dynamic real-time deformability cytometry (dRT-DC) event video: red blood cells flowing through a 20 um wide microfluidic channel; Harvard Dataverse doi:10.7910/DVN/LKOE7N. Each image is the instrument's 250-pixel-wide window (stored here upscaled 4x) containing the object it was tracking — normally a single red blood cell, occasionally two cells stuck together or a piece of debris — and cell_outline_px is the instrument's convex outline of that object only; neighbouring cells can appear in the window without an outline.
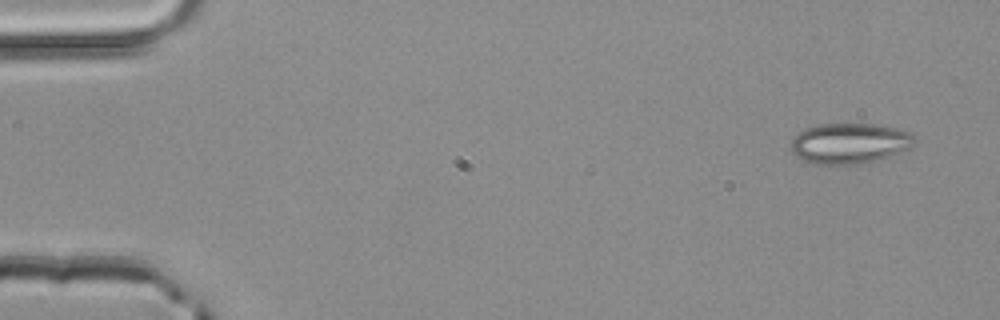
{"species": "common noctule bat (a hibernating species)", "species_latin": "Nyctalus noctula", "temperature_condition": "room temperature", "stored_images_in_passage": 4, "camera_frame_rate_fps": 3000, "um_per_image_px": 0.085, "animal": {"sex": "male", "body_mass_g": 20.4}, "frame": {"image": 1, "passage_image": 1, "time_ms": 0.0, "image_size_px": [1000, 320], "cell_outline_px": [[916, 140], [908, 148], [888, 156], [876, 160], [856, 164], [816, 164], [800, 160], [792, 152], [792, 140], [804, 128], [820, 124], [872, 124], [912, 132]], "centroid_in_image_um": [72.18, 12.18], "position_along_channel_um": 12.8, "area_um2": 28.84}}